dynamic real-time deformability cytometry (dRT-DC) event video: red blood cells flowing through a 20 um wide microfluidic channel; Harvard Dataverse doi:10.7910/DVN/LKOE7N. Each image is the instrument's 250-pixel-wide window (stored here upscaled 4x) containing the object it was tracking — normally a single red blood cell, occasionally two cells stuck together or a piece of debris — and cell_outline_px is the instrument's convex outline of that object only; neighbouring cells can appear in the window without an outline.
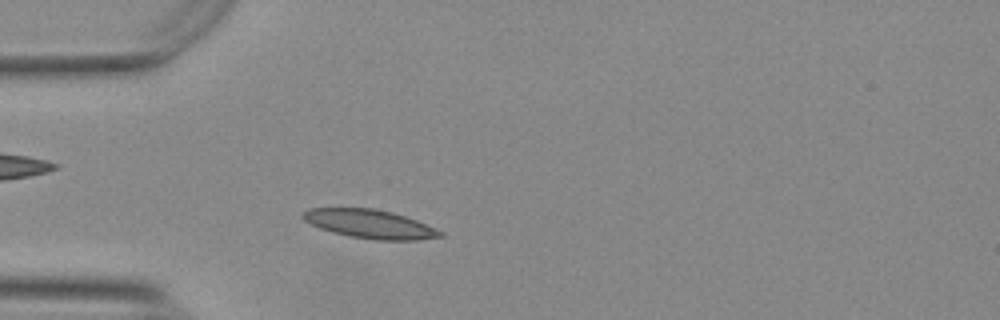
{"species": "Egyptian fruit bat (a non-hibernating species)", "species_latin": "Rousettus aegyptiacus", "temperature_condition": "warm", "stored_images_in_passage": 48, "camera_frame_rate_fps": 3000, "um_per_image_px": 0.085, "animal": {"sex": "female"}, "frame": {"image": 1, "passage_image": 9, "time_ms": 2.667, "image_size_px": [1000, 320], "cell_outline_px": [[444, 236], [420, 240], [376, 240], [348, 236], [332, 232], [320, 228], [304, 220], [300, 216], [300, 212], [308, 208], [372, 208], [392, 212], [416, 220], [436, 228], [444, 232]], "centroid_in_image_um": [31.43, 19.04], "position_along_channel_um": 53.6, "area_um2": 23.12}}
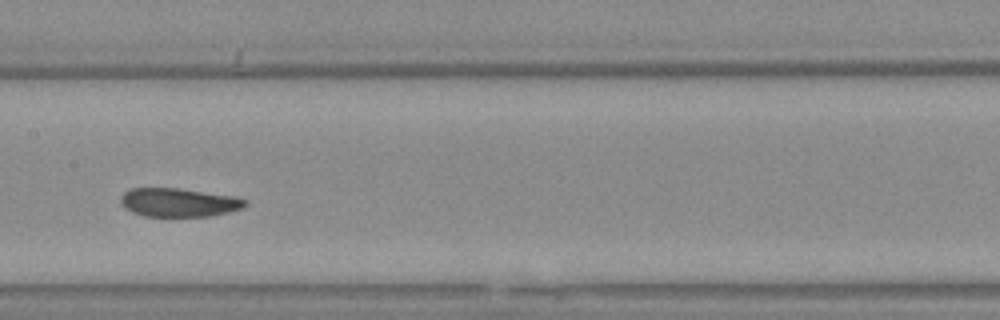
{"frame": {"image": 2, "passage_image": 21, "time_ms": 6.667, "image_size_px": [1000, 320], "cell_outline_px": [[248, 204], [240, 208], [228, 212], [212, 216], [144, 216], [132, 212], [124, 208], [120, 204], [120, 196], [124, 192], [132, 188], [176, 188], [232, 196], [248, 200]], "centroid_in_image_um": [15.15, 17.21], "position_along_channel_um": 192.3, "area_um2": 20.69}}
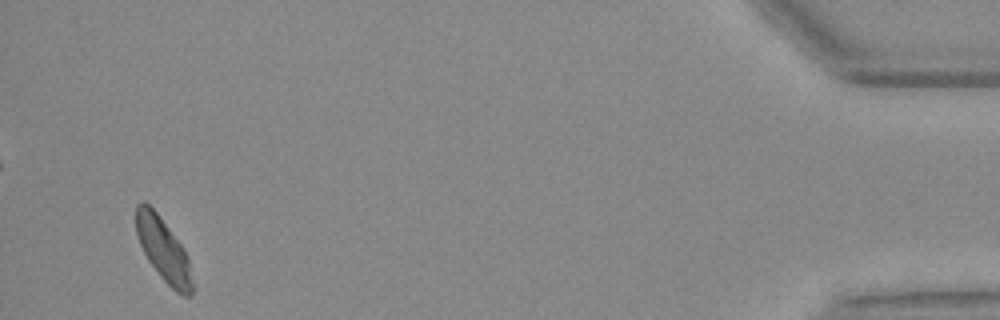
{"frame": {"image": 3, "passage_image": 46, "time_ms": 15.0, "image_size_px": [1000, 320], "cell_outline_px": [[192, 296], [184, 296], [176, 292], [160, 276], [148, 260], [140, 244], [136, 232], [136, 204], [144, 200], [156, 212], [180, 244], [188, 260], [192, 284]], "centroid_in_image_um": [13.85, 21.23], "position_along_channel_um": 421.3, "area_um2": 20.11}, "authors_computed_cell_mechanics": {"area_um2": 21.3282, "velocity_mm_per_s": 3.705, "shape_relaxation_time_tau1_ms": 11.1371, "shape_relaxation_time_tau2_ms": 8.2806, "deformation_change_tau1": 0.2096, "deformation_change_tau2": 0.1305}}